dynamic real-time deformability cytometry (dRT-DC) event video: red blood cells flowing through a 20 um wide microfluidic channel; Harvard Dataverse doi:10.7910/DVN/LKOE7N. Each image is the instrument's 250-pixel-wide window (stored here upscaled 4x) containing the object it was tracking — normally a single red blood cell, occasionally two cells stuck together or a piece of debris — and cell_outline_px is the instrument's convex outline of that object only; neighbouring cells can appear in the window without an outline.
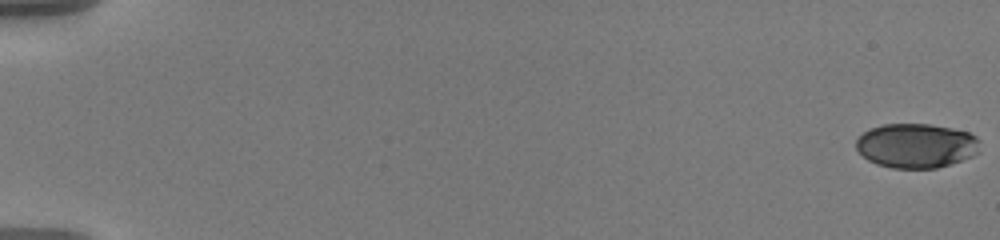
{"species": "human", "species_latin": "Homo sapiens", "temperature_condition": "warm", "stored_images_in_passage": 58, "camera_frame_rate_fps": 3000, "um_per_image_px": 0.085, "donor": {"sex": "male"}, "frame": {"image": 1, "passage_image": 1, "time_ms": 0.0, "image_size_px": [1000, 240], "cell_outline_px": [[980, 152], [972, 156], [936, 168], [892, 168], [876, 164], [868, 160], [856, 148], [856, 140], [864, 132], [872, 128], [884, 124], [928, 124], [952, 128], [968, 132], [976, 136], [980, 140]], "centroid_in_image_um": [77.9, 12.38], "position_along_channel_um": 7.1, "area_um2": 32.02}}
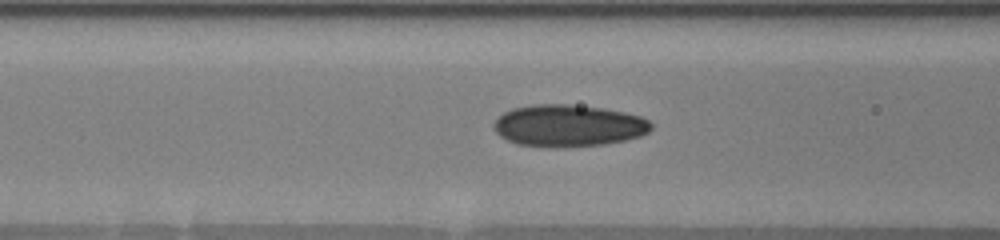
{"frame": {"image": 2, "passage_image": 26, "time_ms": 8.333, "image_size_px": [1000, 240], "cell_outline_px": [[652, 128], [648, 132], [640, 136], [624, 140], [604, 144], [564, 148], [544, 148], [516, 144], [500, 136], [492, 128], [492, 124], [504, 112], [512, 108], [532, 104], [568, 104], [600, 108], [624, 112], [640, 116], [648, 120], [652, 124]], "centroid_in_image_um": [48.27, 10.7], "position_along_channel_um": 118.3, "area_um2": 38.84}}
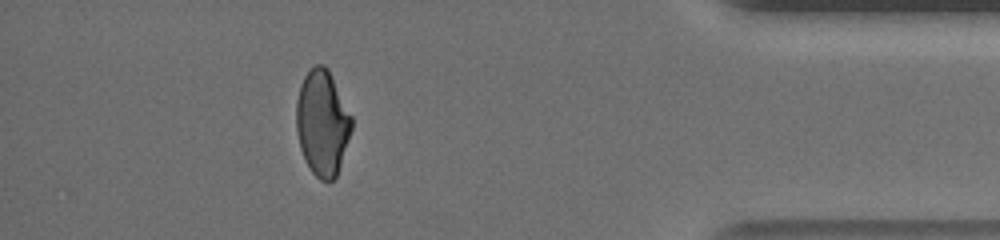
{"frame": {"image": 3, "passage_image": 53, "time_ms": 17.333, "image_size_px": [1000, 240], "cell_outline_px": [[352, 128], [336, 176], [332, 180], [320, 180], [312, 172], [300, 148], [296, 132], [296, 100], [300, 84], [304, 76], [316, 64], [324, 64], [328, 68], [352, 116]], "centroid_in_image_um": [27.38, 10.41], "position_along_channel_um": 407.8, "area_um2": 33.81}, "authors_computed_cell_mechanics": {"area_um2": 35.1713, "velocity_mm_per_s": 3.6117, "shape_relaxation_time_tau1_ms": 8.8658, "shape_relaxation_time_tau2_ms": 1.4394, "deformation_change_tau1": 0.2093, "deformation_change_tau2": 0.0664}}